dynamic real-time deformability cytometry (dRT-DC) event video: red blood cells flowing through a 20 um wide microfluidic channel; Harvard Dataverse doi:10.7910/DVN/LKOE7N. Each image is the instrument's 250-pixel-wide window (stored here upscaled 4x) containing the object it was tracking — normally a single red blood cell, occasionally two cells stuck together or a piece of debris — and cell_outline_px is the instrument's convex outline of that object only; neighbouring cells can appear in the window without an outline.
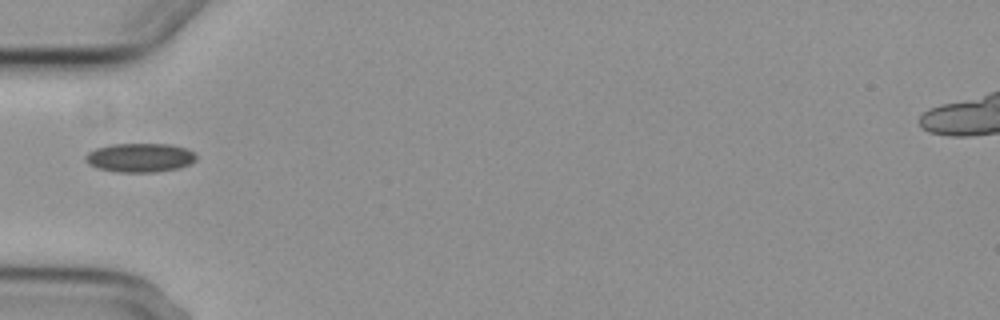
{"species": "common noctule bat (a hibernating species)", "species_latin": "Nyctalus noctula", "temperature_condition": "cold", "stored_images_in_passage": 4, "camera_frame_rate_fps": 3000, "um_per_image_px": 0.085, "animal": {"sex": "female", "body_mass_g": 29.2, "forearm_length_mm": 56.3}, "frame": {"image": 1, "passage_image": 1, "time_ms": 0.0, "image_size_px": [1000, 320], "cell_outline_px": [[196, 160], [180, 168], [156, 172], [116, 172], [96, 168], [88, 164], [84, 160], [84, 156], [88, 152], [96, 148], [112, 144], [172, 144], [196, 152]], "centroid_in_image_um": [11.88, 13.4], "position_along_channel_um": 73.1, "area_um2": 18.9}}
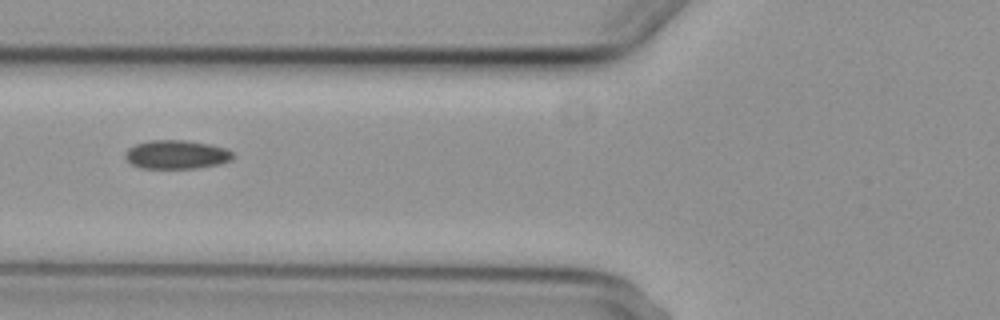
{"frame": {"image": 2, "passage_image": 2, "time_ms": 1.0, "image_size_px": [1000, 320], "cell_outline_px": [[236, 156], [232, 160], [220, 164], [196, 168], [140, 168], [132, 164], [124, 156], [124, 152], [128, 148], [136, 144], [152, 140], [188, 140], [228, 148]], "centroid_in_image_um": [15.04, 13.13], "position_along_channel_um": 110.8, "area_um2": 18.21}}
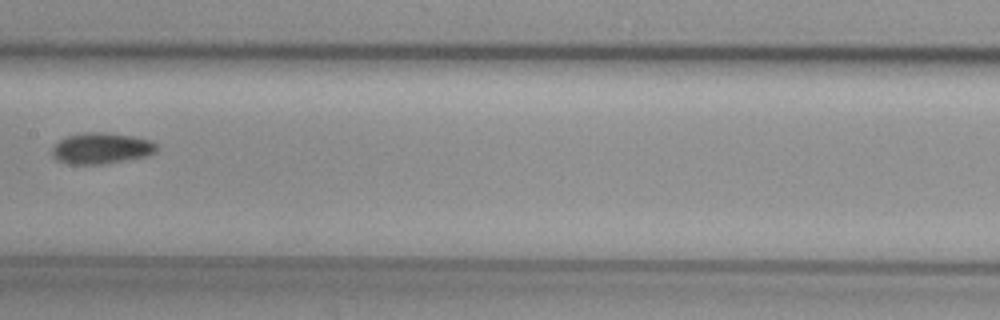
{"frame": {"image": 3, "passage_image": 4, "time_ms": 3.333, "image_size_px": [1000, 320], "cell_outline_px": [[156, 152], [148, 156], [108, 164], [68, 164], [56, 160], [52, 156], [52, 148], [60, 140], [68, 136], [84, 132], [100, 132], [132, 136], [152, 140], [156, 144]], "centroid_in_image_um": [8.62, 12.62], "position_along_channel_um": 198.8, "area_um2": 19.07}}